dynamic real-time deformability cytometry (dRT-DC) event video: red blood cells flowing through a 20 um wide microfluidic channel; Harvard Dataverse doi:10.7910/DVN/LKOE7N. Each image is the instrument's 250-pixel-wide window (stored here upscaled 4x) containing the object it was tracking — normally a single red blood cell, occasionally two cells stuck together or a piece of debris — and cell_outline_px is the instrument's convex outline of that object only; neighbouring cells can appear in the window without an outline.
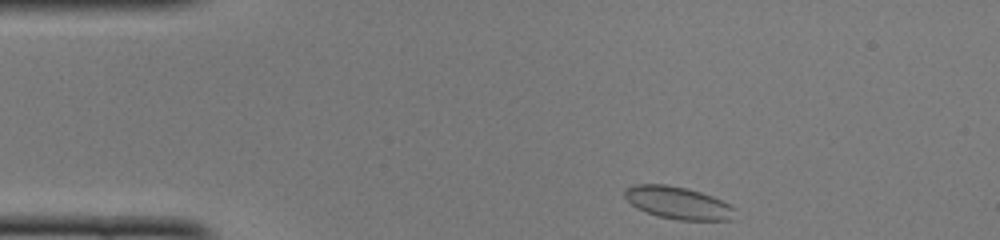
{"species": "common noctule bat (a hibernating species)", "species_latin": "Nyctalus noctula", "temperature_condition": "cold", "stored_images_in_passage": 42, "camera_frame_rate_fps": 3000, "um_per_image_px": 0.085, "animal": {"sex": "female", "body_mass_g": 22.0, "forearm_length_mm": 56.7}, "frame": {"image": 1, "passage_image": 1, "time_ms": 0.0, "image_size_px": [1000, 240], "cell_outline_px": [[736, 208], [732, 220], [680, 220], [660, 216], [636, 208], [624, 196], [624, 188], [632, 184], [668, 184], [688, 188], [712, 196]], "centroid_in_image_um": [57.61, 17.22], "position_along_channel_um": 27.4, "area_um2": 20.81}}
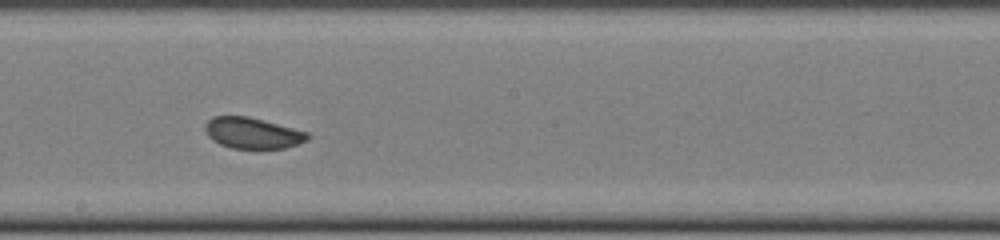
{"frame": {"image": 2, "passage_image": 20, "time_ms": 6.333, "image_size_px": [1000, 240], "cell_outline_px": [[308, 140], [284, 148], [256, 152], [232, 148], [220, 144], [212, 140], [208, 136], [204, 128], [204, 124], [212, 116], [248, 116], [308, 132]], "centroid_in_image_um": [21.44, 11.35], "position_along_channel_um": 226.8, "area_um2": 19.13}}
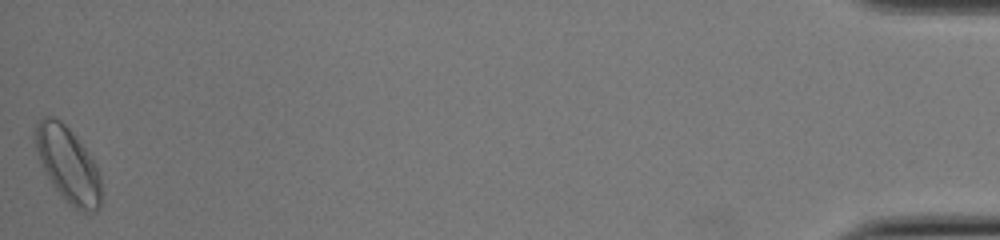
{"frame": {"image": 3, "passage_image": 42, "time_ms": 13.667, "image_size_px": [1000, 240], "cell_outline_px": [[100, 204], [96, 212], [84, 212], [68, 204], [52, 184], [40, 164], [36, 148], [36, 124], [44, 116], [52, 116], [60, 120], [76, 136], [96, 164], [100, 176]], "centroid_in_image_um": [5.78, 14.0], "position_along_channel_um": 429.4, "area_um2": 28.61}, "authors_computed_cell_mechanics": {"area_um2": 19.1318, "velocity_mm_per_s": 4.0624, "shape_relaxation_time_tau1_ms": 4.1327, "shape_relaxation_time_tau2_ms": null, "deformation_change_tau1": 0.09, "deformation_change_tau2": null}}